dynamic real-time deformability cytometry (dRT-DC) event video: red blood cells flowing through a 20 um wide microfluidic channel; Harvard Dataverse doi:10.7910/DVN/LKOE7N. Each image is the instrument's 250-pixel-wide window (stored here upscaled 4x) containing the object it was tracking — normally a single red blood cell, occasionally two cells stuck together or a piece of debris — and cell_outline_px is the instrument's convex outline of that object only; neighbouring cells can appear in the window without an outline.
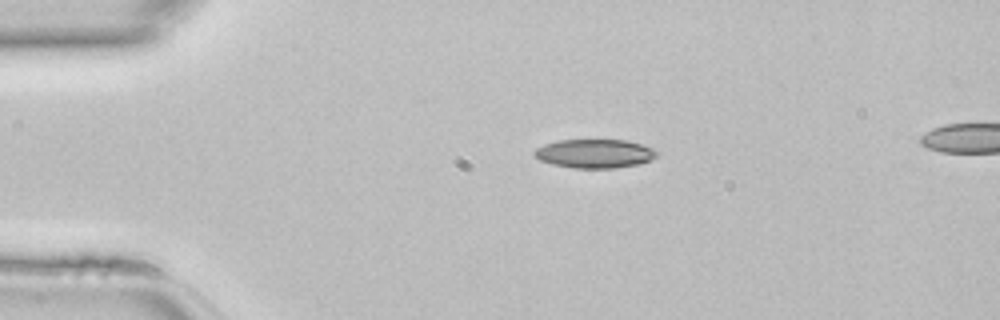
{"species": "common noctule bat (a hibernating species)", "species_latin": "Nyctalus noctula", "temperature_condition": "room temperature", "stored_images_in_passage": 38, "camera_frame_rate_fps": 3000, "um_per_image_px": 0.085, "animal": {"sex": "female", "body_mass_g": 22.7, "forearm_length_mm": 54.2}, "frame": {"image": 1, "passage_image": 1, "time_ms": 0.0, "image_size_px": [1000, 320], "cell_outline_px": [[660, 152], [652, 160], [640, 164], [616, 168], [572, 168], [552, 164], [540, 160], [532, 152], [536, 148], [544, 144], [556, 140], [628, 140], [656, 148]], "centroid_in_image_um": [50.6, 13.05], "position_along_channel_um": 34.4, "area_um2": 20.92}}
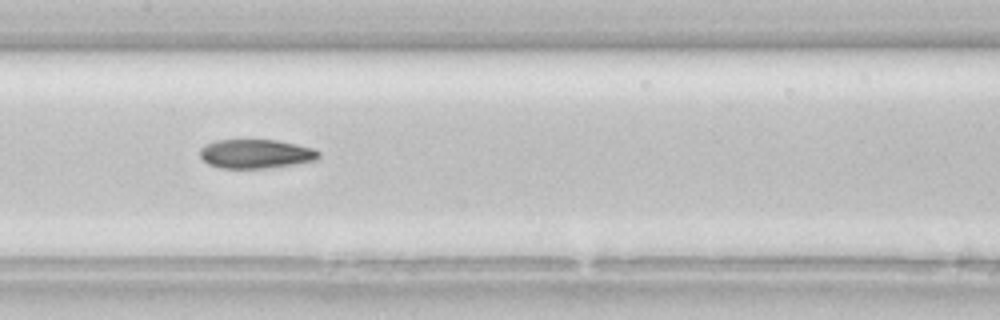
{"frame": {"image": 2, "passage_image": 14, "time_ms": 4.333, "image_size_px": [1000, 320], "cell_outline_px": [[320, 156], [316, 160], [268, 168], [220, 168], [208, 164], [200, 156], [200, 148], [216, 140], [276, 140], [296, 144], [312, 148], [320, 152]], "centroid_in_image_um": [21.74, 13.08], "position_along_channel_um": 185.7, "area_um2": 19.94}}
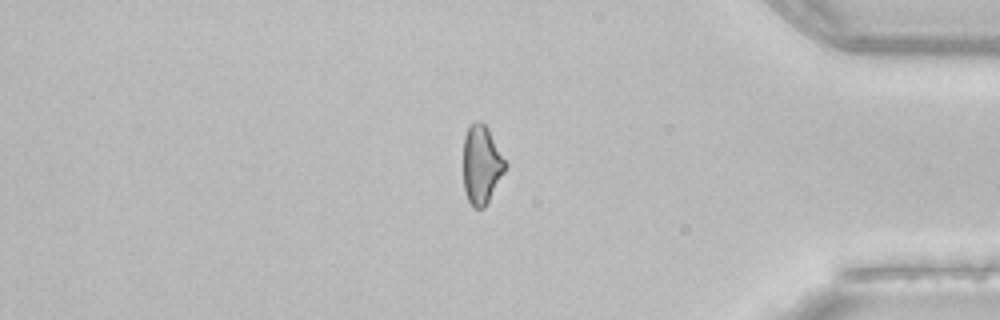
{"frame": {"image": 3, "passage_image": 30, "time_ms": 9.667, "image_size_px": [1000, 320], "cell_outline_px": [[508, 164], [504, 172], [484, 208], [472, 208], [464, 192], [464, 136], [472, 120], [480, 120], [488, 128]], "centroid_in_image_um": [40.92, 13.97], "position_along_channel_um": 394.3, "area_um2": 19.31}}